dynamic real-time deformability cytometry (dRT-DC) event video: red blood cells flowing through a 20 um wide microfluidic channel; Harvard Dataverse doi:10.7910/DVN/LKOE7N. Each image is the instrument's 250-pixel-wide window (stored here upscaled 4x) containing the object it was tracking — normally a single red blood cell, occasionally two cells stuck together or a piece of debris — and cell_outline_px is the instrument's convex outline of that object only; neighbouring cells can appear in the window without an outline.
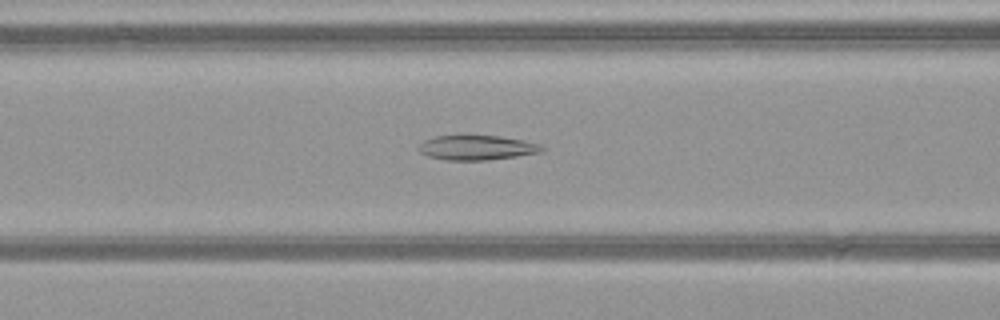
{"species": "common noctule bat (a hibernating species)", "species_latin": "Nyctalus noctula", "temperature_condition": "warm", "stored_images_in_passage": 51, "camera_frame_rate_fps": 3000, "um_per_image_px": 0.085, "animal": {"sex": "female", "body_mass_g": 21.9}, "frame": {"image": 1, "passage_image": 22, "time_ms": 7.0, "image_size_px": [1000, 320], "cell_outline_px": [[544, 152], [488, 160], [444, 160], [428, 156], [420, 152], [416, 148], [424, 140], [436, 136], [500, 136], [524, 140], [540, 144], [544, 148]], "centroid_in_image_um": [40.54, 12.55], "position_along_channel_um": 126.1, "area_um2": 17.74}}
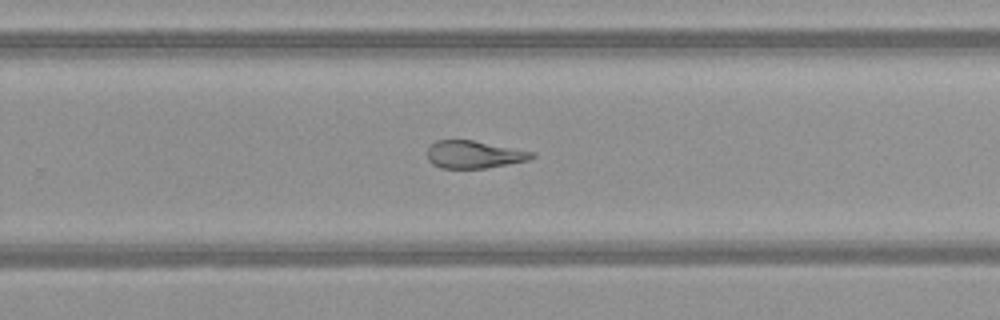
{"frame": {"image": 2, "passage_image": 34, "time_ms": 11.0, "image_size_px": [1000, 320], "cell_outline_px": [[536, 156], [528, 160], [508, 164], [484, 168], [440, 168], [432, 164], [428, 160], [428, 148], [436, 140], [472, 140], [536, 152]], "centroid_in_image_um": [40.3, 13.13], "position_along_channel_um": 289.5, "area_um2": 16.76}}
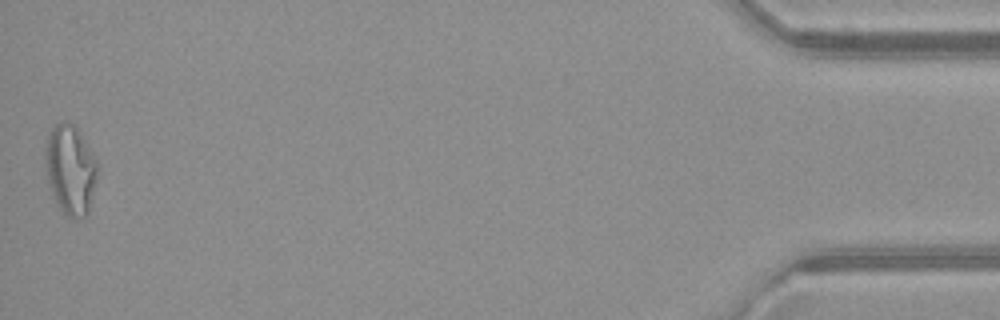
{"frame": {"image": 3, "passage_image": 51, "time_ms": 16.667, "image_size_px": [1000, 320], "cell_outline_px": [[100, 168], [88, 212], [84, 216], [72, 220], [64, 216], [56, 204], [48, 184], [44, 156], [44, 148], [48, 132], [56, 124], [68, 120], [80, 132], [100, 164]], "centroid_in_image_um": [5.99, 14.43], "position_along_channel_um": 429.2, "area_um2": 28.09}, "authors_computed_cell_mechanics": {"area_um2": 21.964, "velocity_mm_per_s": 4.0897, "shape_relaxation_time_tau1_ms": null, "shape_relaxation_time_tau2_ms": 2.7898, "deformation_change_tau1": null, "deformation_change_tau2": 0.1148}}